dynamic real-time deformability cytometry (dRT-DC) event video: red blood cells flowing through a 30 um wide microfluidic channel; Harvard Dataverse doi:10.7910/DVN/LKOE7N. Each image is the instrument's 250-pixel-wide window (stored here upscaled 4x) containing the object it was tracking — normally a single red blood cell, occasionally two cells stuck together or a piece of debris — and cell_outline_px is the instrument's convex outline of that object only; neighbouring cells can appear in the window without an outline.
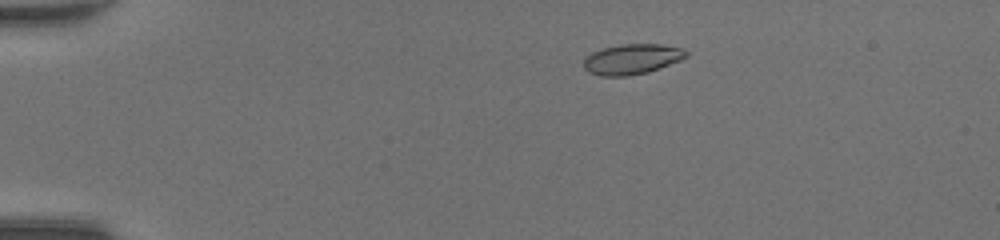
{"species": "common noctule bat (a hibernating species)", "species_latin": "Nyctalus noctula", "temperature_condition": "room temperature", "stored_images_in_passage": 48, "camera_frame_rate_fps": 3000, "um_per_image_px": 0.085, "animal": {"sex": "female", "body_mass_g": 20.0, "forearm_length_mm": 54.0}, "frame": {"image": 1, "passage_image": 9, "time_ms": 2.667, "image_size_px": [1000, 240], "cell_outline_px": [[688, 56], [680, 60], [660, 68], [648, 72], [628, 76], [600, 76], [588, 72], [584, 68], [584, 60], [592, 52], [604, 48], [620, 44], [664, 44], [684, 48], [688, 52]], "centroid_in_image_um": [53.75, 5.02], "position_along_channel_um": 31.3, "area_um2": 18.21}}
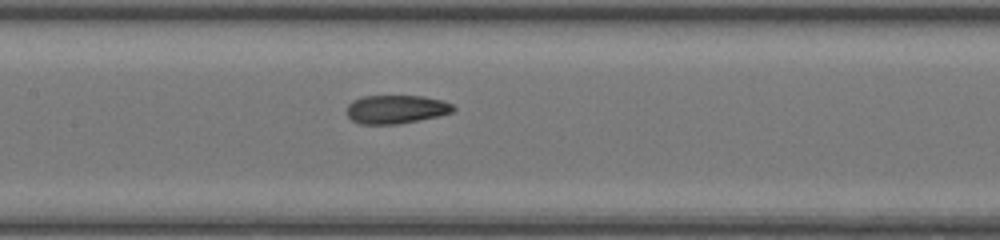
{"frame": {"image": 2, "passage_image": 24, "time_ms": 7.667, "image_size_px": [1000, 240], "cell_outline_px": [[456, 108], [452, 112], [440, 116], [396, 124], [360, 124], [352, 120], [348, 116], [348, 104], [352, 100], [364, 96], [424, 96], [444, 100], [452, 104]], "centroid_in_image_um": [33.7, 9.28], "position_along_channel_um": 173.7, "area_um2": 17.74}}
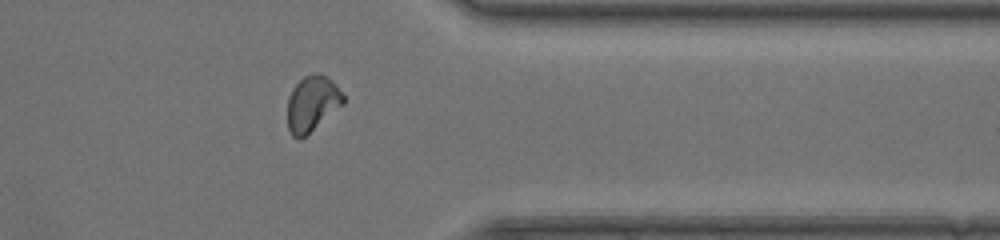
{"frame": {"image": 3, "passage_image": 39, "time_ms": 12.667, "image_size_px": [1000, 240], "cell_outline_px": [[344, 104], [300, 140], [296, 140], [292, 136], [288, 128], [288, 96], [292, 88], [304, 76], [312, 72], [320, 72], [332, 80], [344, 96]], "centroid_in_image_um": [26.52, 8.79], "position_along_channel_um": 384.9, "area_um2": 18.21}, "authors_computed_cell_mechanics": {"area_um2": 18.207, "velocity_mm_per_s": 4.3673, "shape_relaxation_time_tau1_ms": 9.0756, "shape_relaxation_time_tau2_ms": 0.7638, "deformation_change_tau1": 0.2357, "deformation_change_tau2": 0.0534}}